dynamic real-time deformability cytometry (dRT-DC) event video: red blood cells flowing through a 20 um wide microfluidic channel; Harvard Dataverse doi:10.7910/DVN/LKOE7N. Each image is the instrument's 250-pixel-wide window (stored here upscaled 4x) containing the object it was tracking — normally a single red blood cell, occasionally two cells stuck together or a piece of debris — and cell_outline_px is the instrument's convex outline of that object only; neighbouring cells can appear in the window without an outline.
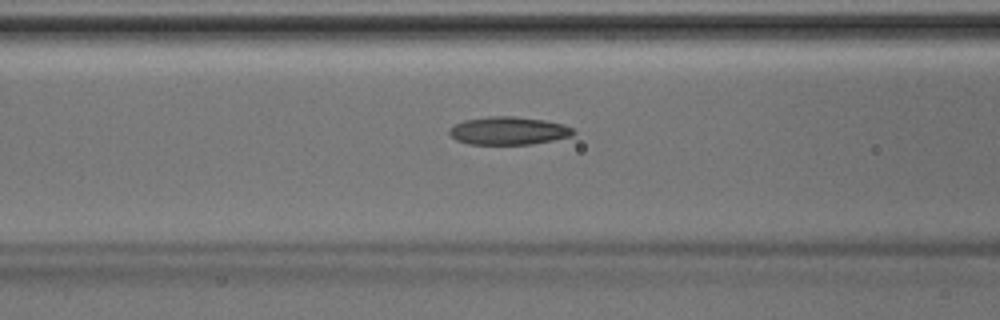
{"species": "Egyptian fruit bat (a non-hibernating species)", "species_latin": "Rousettus aegyptiacus", "temperature_condition": "room temperature", "stored_images_in_passage": 46, "segment_of_instrument_passage": [1, 2], "camera_frame_rate_fps": 3000, "um_per_image_px": 0.085, "animal": {"sex": "male"}, "frame": {"image": 1, "passage_image": 18, "time_ms": 5.667, "image_size_px": [1000, 320], "cell_outline_px": [[576, 132], [572, 136], [532, 144], [468, 144], [456, 140], [448, 132], [448, 128], [464, 120], [488, 116], [512, 116], [544, 120], [564, 124], [572, 128]], "centroid_in_image_um": [43.21, 11.11], "position_along_channel_um": 123.4, "area_um2": 20.23}}
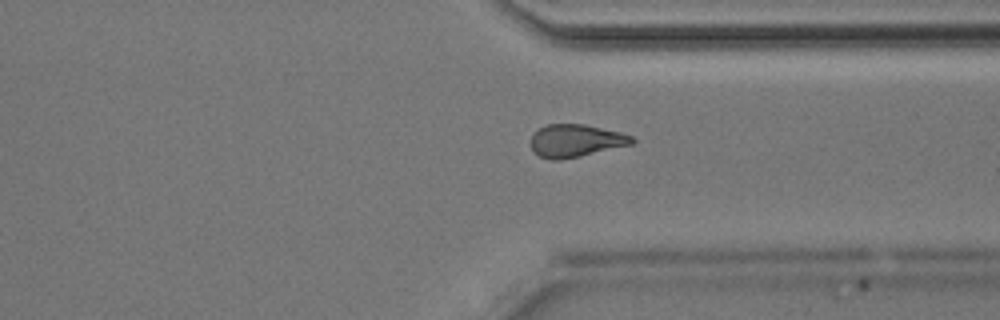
{"frame": {"image": 2, "passage_image": 34, "time_ms": 11.0, "image_size_px": [1000, 320], "cell_outline_px": [[636, 140], [632, 144], [580, 156], [560, 160], [552, 160], [540, 156], [532, 152], [532, 132], [544, 124], [584, 124], [620, 132], [632, 136]], "centroid_in_image_um": [48.91, 11.95], "position_along_channel_um": 362.5, "area_um2": 19.31}}
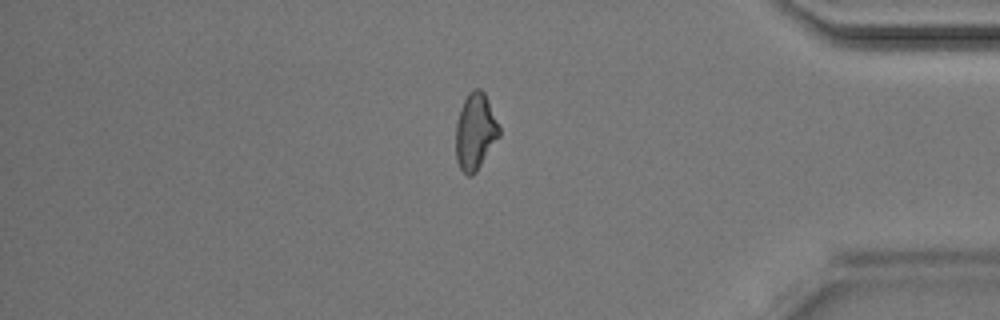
{"frame": {"image": 3, "passage_image": 38, "time_ms": 12.333, "image_size_px": [1000, 320], "cell_outline_px": [[500, 136], [476, 172], [472, 176], [468, 176], [460, 168], [456, 160], [456, 124], [460, 108], [468, 92], [472, 88], [480, 88], [484, 92], [488, 100], [500, 128]], "centroid_in_image_um": [40.4, 11.17], "position_along_channel_um": 394.8, "area_um2": 19.42}}